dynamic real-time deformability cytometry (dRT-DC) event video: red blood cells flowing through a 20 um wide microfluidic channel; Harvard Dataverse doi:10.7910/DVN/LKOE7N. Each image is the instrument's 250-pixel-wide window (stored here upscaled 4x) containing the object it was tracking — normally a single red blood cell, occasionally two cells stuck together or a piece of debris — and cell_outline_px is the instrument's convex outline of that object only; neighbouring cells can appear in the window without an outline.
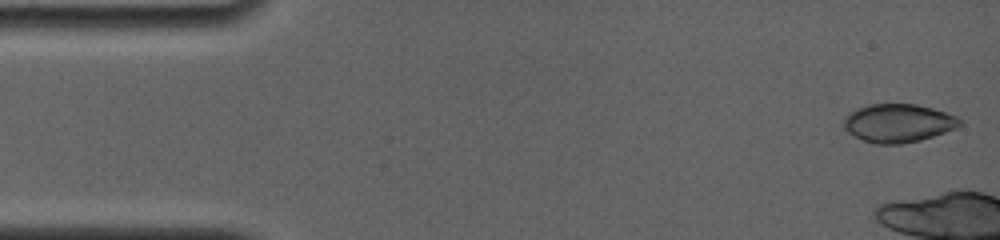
{"species": "common noctule bat (a hibernating species)", "species_latin": "Nyctalus noctula", "temperature_condition": "room temperature", "stored_images_in_passage": 5, "camera_frame_rate_fps": 4000, "um_per_image_px": 0.085, "animal": {"sex": "female", "body_mass_g": 19.0, "forearm_length_mm": 56.7}, "frame": {"image": 1, "passage_image": 1, "time_ms": 0.0, "image_size_px": [1000, 240], "cell_outline_px": [[964, 124], [956, 128], [920, 140], [900, 144], [876, 144], [864, 140], [848, 132], [844, 128], [844, 116], [860, 108], [872, 104], [916, 104], [932, 108], [956, 116], [964, 120]], "centroid_in_image_um": [76.39, 10.46], "position_along_channel_um": 8.6, "area_um2": 25.72}}